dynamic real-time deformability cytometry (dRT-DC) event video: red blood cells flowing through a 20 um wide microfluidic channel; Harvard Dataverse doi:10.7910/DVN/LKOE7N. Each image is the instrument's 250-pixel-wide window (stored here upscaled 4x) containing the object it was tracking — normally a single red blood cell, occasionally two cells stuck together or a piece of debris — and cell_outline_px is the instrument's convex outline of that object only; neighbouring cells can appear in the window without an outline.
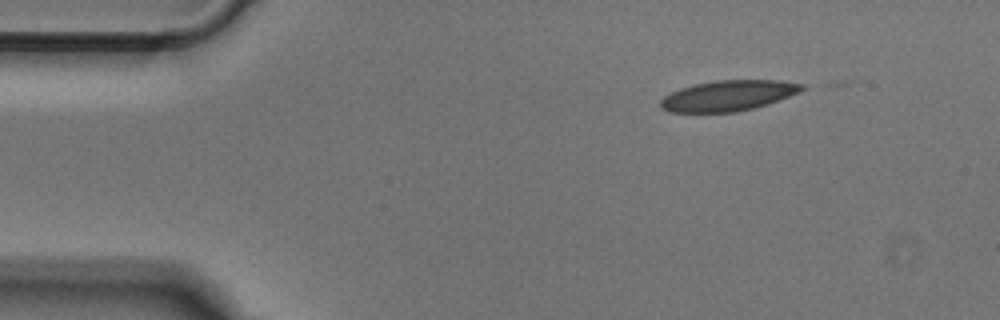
{"species": "Egyptian fruit bat (a non-hibernating species)", "species_latin": "Rousettus aegyptiacus", "temperature_condition": "cold", "stored_images_in_passage": 19, "camera_frame_rate_fps": 3000, "um_per_image_px": 0.085, "animal": {"sex": "male"}, "frame": {"image": 1, "passage_image": 1, "time_ms": 0.0, "image_size_px": [1000, 320], "cell_outline_px": [[804, 88], [788, 96], [768, 104], [736, 112], [668, 112], [660, 108], [660, 100], [664, 96], [680, 88], [696, 84], [716, 80], [776, 80], [804, 84]], "centroid_in_image_um": [61.84, 8.13], "position_along_channel_um": 23.2, "area_um2": 24.91}}
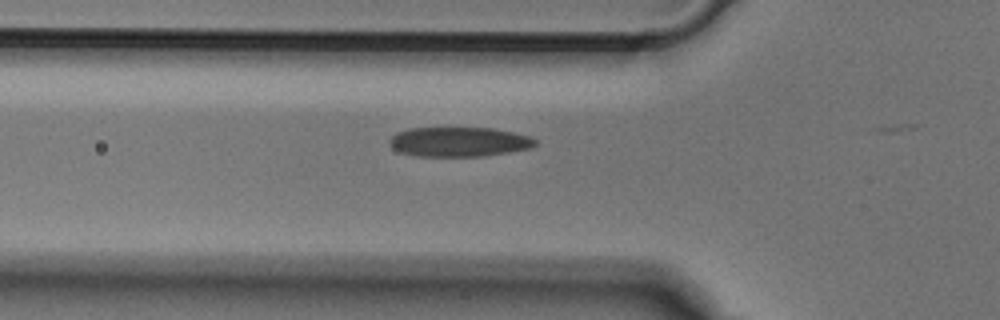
{"frame": {"image": 2, "passage_image": 11, "time_ms": 3.333, "image_size_px": [1000, 320], "cell_outline_px": [[536, 144], [532, 148], [484, 156], [416, 156], [400, 152], [392, 148], [388, 144], [388, 140], [396, 132], [408, 128], [492, 128], [512, 132], [528, 136], [536, 140]], "centroid_in_image_um": [38.97, 12.05], "position_along_channel_um": 86.8, "area_um2": 25.2}}
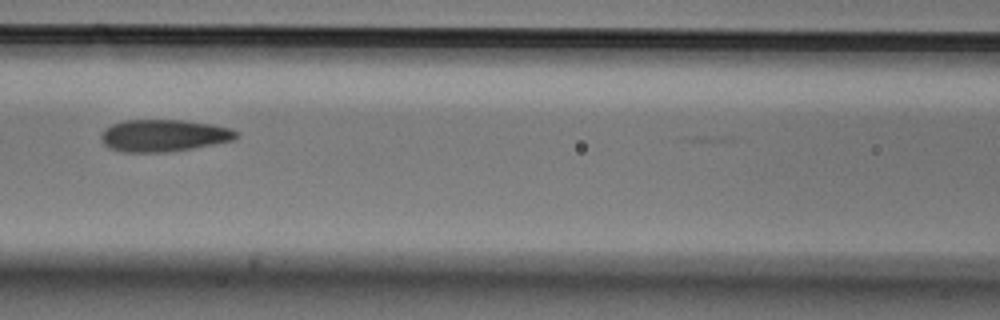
{"frame": {"image": 3, "passage_image": 16, "time_ms": 5.0, "image_size_px": [1000, 320], "cell_outline_px": [[240, 136], [232, 140], [192, 148], [168, 152], [120, 152], [108, 148], [100, 140], [100, 132], [104, 128], [120, 120], [184, 120], [212, 124], [232, 128], [240, 132]], "centroid_in_image_um": [13.88, 11.51], "position_along_channel_um": 152.7, "area_um2": 25.66}}